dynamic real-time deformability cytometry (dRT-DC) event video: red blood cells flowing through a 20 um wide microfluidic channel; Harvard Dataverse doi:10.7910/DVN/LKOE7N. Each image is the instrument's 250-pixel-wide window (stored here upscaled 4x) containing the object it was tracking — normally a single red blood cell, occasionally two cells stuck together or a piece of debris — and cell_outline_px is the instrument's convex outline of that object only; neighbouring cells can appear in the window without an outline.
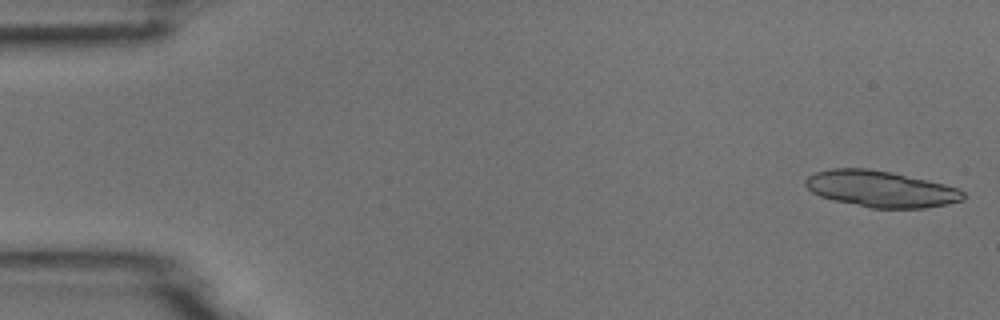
{"species": "common noctule bat (a hibernating species)", "species_latin": "Nyctalus noctula", "temperature_condition": "room temperature", "stored_images_in_passage": 53, "segment_of_instrument_passage": [1, 2], "camera_frame_rate_fps": 3000, "um_per_image_px": 0.085, "animal": {"sex": "male", "body_mass_g": 18.8}, "frame": {"image": 1, "passage_image": 1, "time_ms": 0.0, "image_size_px": [1000, 320], "cell_outline_px": [[964, 200], [948, 204], [924, 208], [868, 208], [832, 200], [820, 196], [812, 192], [804, 184], [804, 180], [808, 176], [816, 172], [832, 168], [868, 168], [892, 172], [928, 180], [960, 188], [964, 192]], "centroid_in_image_um": [74.86, 16.06], "position_along_channel_um": 10.1, "area_um2": 33.7}}